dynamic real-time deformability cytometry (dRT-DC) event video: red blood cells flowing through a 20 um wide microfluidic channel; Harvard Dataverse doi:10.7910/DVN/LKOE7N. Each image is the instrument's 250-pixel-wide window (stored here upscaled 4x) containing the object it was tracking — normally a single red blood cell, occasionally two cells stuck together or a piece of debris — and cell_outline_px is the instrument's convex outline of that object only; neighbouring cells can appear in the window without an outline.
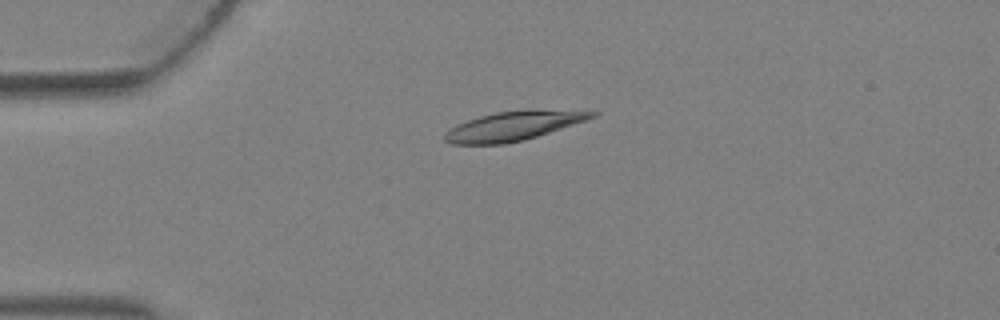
{"species": "Egyptian fruit bat (a non-hibernating species)", "species_latin": "Rousettus aegyptiacus", "temperature_condition": "warm", "stored_images_in_passage": 2, "camera_frame_rate_fps": 3000, "um_per_image_px": 0.085, "animal": {"sex": "female"}, "frame": {"image": 1, "passage_image": 2, "time_ms": 0.333, "image_size_px": [1000, 320], "cell_outline_px": [[600, 112], [596, 116], [524, 140], [504, 144], [452, 144], [444, 140], [444, 132], [456, 124], [480, 116], [496, 112], [532, 108]], "centroid_in_image_um": [43.59, 10.69], "position_along_channel_um": 41.4, "area_um2": 24.97}}